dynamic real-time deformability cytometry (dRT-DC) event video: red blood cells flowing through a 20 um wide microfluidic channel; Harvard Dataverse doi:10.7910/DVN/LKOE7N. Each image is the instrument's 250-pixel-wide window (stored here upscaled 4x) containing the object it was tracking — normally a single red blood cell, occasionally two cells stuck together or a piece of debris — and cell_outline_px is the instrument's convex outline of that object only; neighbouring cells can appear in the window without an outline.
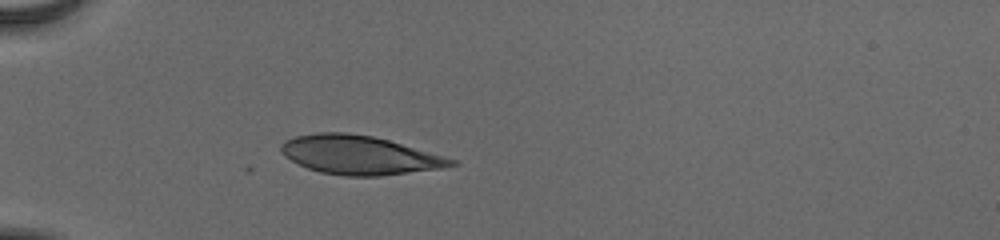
{"species": "human", "species_latin": "Homo sapiens", "temperature_condition": "cold", "stored_images_in_passage": 38, "camera_frame_rate_fps": 3000, "um_per_image_px": 0.085, "donor": {"sex": "male"}, "frame": {"image": 1, "passage_image": 1, "time_ms": 0.0, "image_size_px": [1000, 240], "cell_outline_px": [[460, 164], [440, 168], [380, 176], [344, 176], [320, 172], [308, 168], [292, 160], [280, 152], [280, 144], [284, 140], [296, 136], [316, 132], [344, 132], [372, 136], [388, 140], [456, 160]], "centroid_in_image_um": [30.51, 13.17], "position_along_channel_um": 54.5, "area_um2": 38.15}}
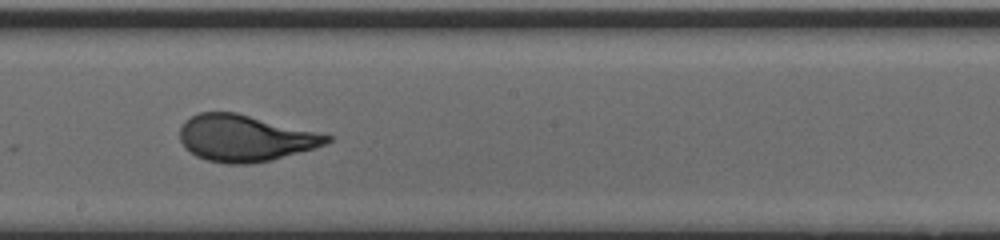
{"frame": {"image": 2, "passage_image": 16, "time_ms": 5.0, "image_size_px": [1000, 240], "cell_outline_px": [[336, 136], [332, 140], [324, 144], [312, 148], [272, 160], [248, 164], [228, 164], [208, 160], [196, 156], [184, 148], [180, 140], [180, 128], [184, 120], [200, 112], [236, 112]], "centroid_in_image_um": [20.81, 11.73], "position_along_channel_um": 227.4, "area_um2": 39.88}}
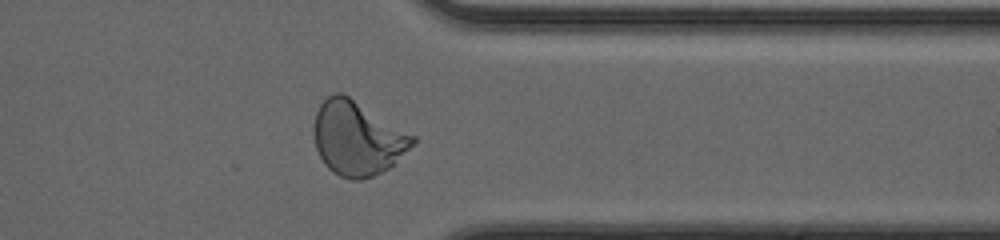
{"frame": {"image": 3, "passage_image": 28, "time_ms": 9.0, "image_size_px": [1000, 240], "cell_outline_px": [[416, 144], [388, 168], [372, 176], [360, 180], [352, 180], [340, 176], [332, 172], [324, 164], [316, 148], [312, 132], [312, 128], [316, 112], [320, 104], [328, 96], [336, 92], [344, 92], [416, 136]], "centroid_in_image_um": [30.37, 11.73], "position_along_channel_um": 381.0, "area_um2": 43.12}, "authors_computed_cell_mechanics": {"area_um2": 39.7086, "velocity_mm_per_s": 3.8755, "shape_relaxation_time_tau1_ms": 3.6908, "shape_relaxation_time_tau2_ms": null, "deformation_change_tau1": 0.1815, "deformation_change_tau2": null}}